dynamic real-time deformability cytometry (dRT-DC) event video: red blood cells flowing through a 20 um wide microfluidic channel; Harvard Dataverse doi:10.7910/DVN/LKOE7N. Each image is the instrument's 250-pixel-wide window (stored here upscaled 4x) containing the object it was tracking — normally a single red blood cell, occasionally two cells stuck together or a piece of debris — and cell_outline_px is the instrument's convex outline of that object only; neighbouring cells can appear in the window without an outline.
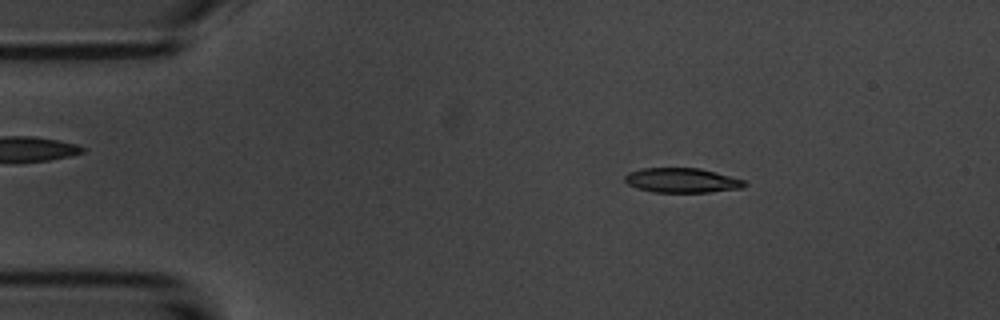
{"species": "common noctule bat (a hibernating species)", "species_latin": "Nyctalus noctula", "temperature_condition": "room temperature", "stored_images_in_passage": 53, "camera_frame_rate_fps": 3000, "um_per_image_px": 0.085, "animal": {"sex": "male", "body_mass_g": 20.1, "forearm_length_mm": 53.5}, "frame": {"image": 1, "passage_image": 8, "time_ms": 2.333, "image_size_px": [1000, 320], "cell_outline_px": [[748, 184], [740, 188], [708, 192], [652, 192], [628, 184], [624, 180], [624, 176], [628, 172], [644, 168], [700, 168], [716, 172], [744, 180]], "centroid_in_image_um": [57.96, 15.32], "position_along_channel_um": 27.0, "area_um2": 17.05}}
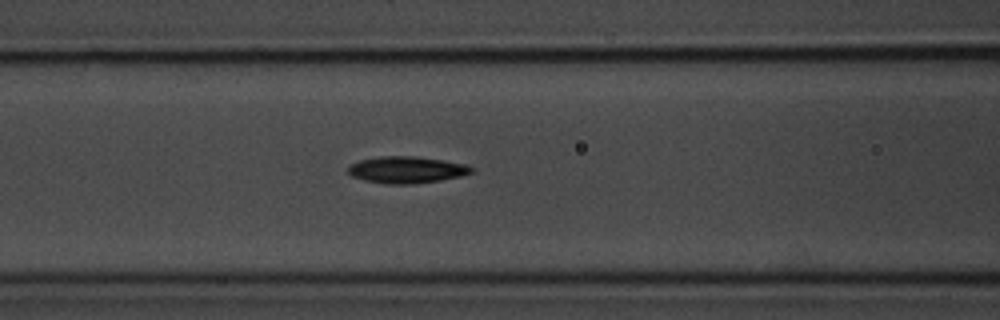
{"frame": {"image": 2, "passage_image": 21, "time_ms": 6.667, "image_size_px": [1000, 320], "cell_outline_px": [[472, 172], [460, 176], [440, 180], [412, 184], [384, 184], [364, 180], [352, 176], [348, 172], [348, 168], [352, 164], [360, 160], [380, 156], [412, 156], [444, 160], [464, 164], [472, 168]], "centroid_in_image_um": [34.53, 14.43], "position_along_channel_um": 132.1, "area_um2": 19.02}}
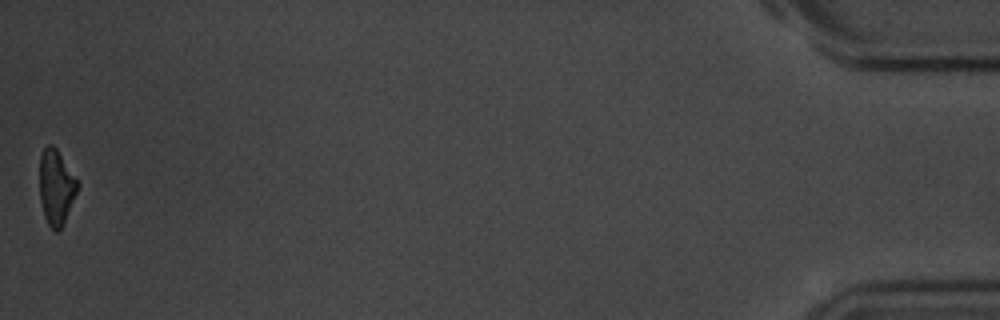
{"frame": {"image": 3, "passage_image": 53, "time_ms": 17.333, "image_size_px": [1000, 320], "cell_outline_px": [[80, 184], [60, 232], [56, 232], [48, 224], [44, 216], [40, 200], [40, 156], [44, 148], [48, 144], [52, 144], [56, 148]], "centroid_in_image_um": [4.77, 15.92], "position_along_channel_um": 430.4, "area_um2": 16.53}, "authors_computed_cell_mechanics": {"area_um2": 18.0336, "velocity_mm_per_s": 3.7138, "shape_relaxation_time_tau1_ms": 2.0288, "shape_relaxation_time_tau2_ms": 6.2595, "deformation_change_tau1": 0.108, "deformation_change_tau2": 0.1437}}